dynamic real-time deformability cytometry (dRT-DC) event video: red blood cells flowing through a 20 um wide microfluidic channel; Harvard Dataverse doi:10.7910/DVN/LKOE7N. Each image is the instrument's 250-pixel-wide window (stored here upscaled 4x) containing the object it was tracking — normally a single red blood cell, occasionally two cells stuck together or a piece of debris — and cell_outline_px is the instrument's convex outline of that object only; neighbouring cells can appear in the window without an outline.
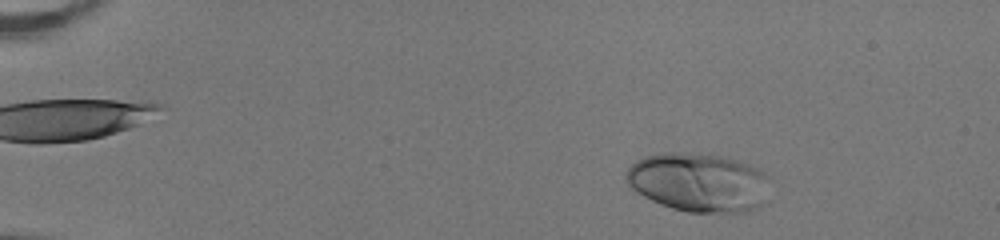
{"species": "human", "species_latin": "Homo sapiens", "temperature_condition": "room temperature", "stored_images_in_passage": 47, "camera_frame_rate_fps": 3000, "um_per_image_px": 0.085, "donor": {"sex": "female"}, "frame": {"image": 1, "passage_image": 4, "time_ms": 1.0, "image_size_px": [1000, 240], "cell_outline_px": [[772, 176], [764, 204], [756, 208], [744, 212], [688, 212], [672, 208], [660, 204], [636, 192], [628, 184], [624, 176], [624, 172], [636, 160], [644, 156], [664, 152], [676, 152], [720, 156], [740, 160], [760, 168]], "centroid_in_image_um": [59.43, 15.49], "position_along_channel_um": 25.6, "area_um2": 50.05}}
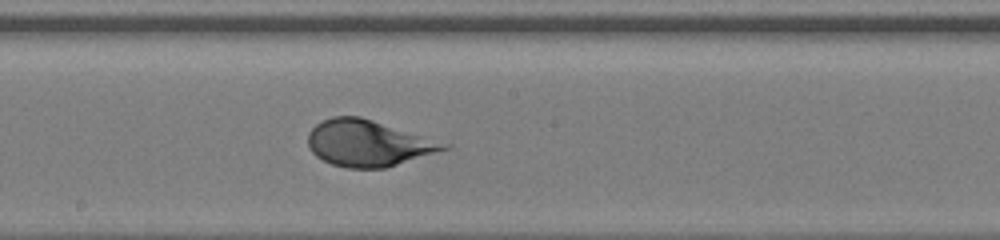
{"frame": {"image": 2, "passage_image": 26, "time_ms": 8.333, "image_size_px": [1000, 240], "cell_outline_px": [[452, 148], [384, 168], [348, 168], [332, 164], [316, 156], [308, 148], [308, 132], [316, 124], [332, 116], [360, 116], [452, 144]], "centroid_in_image_um": [31.31, 12.17], "position_along_channel_um": 216.9, "area_um2": 36.65}}
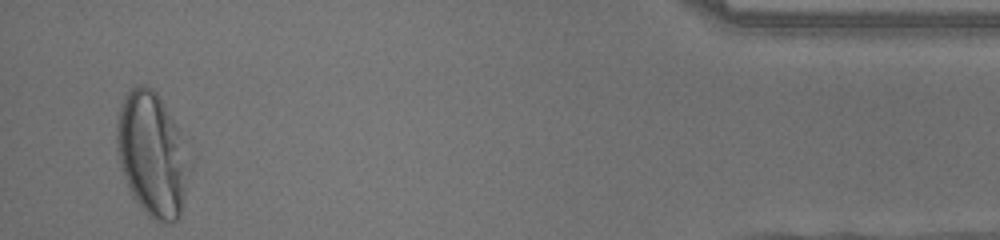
{"frame": {"image": 3, "passage_image": 46, "time_ms": 15.0, "image_size_px": [1000, 240], "cell_outline_px": [[192, 168], [180, 216], [176, 220], [160, 224], [148, 216], [140, 208], [132, 196], [128, 188], [120, 164], [116, 140], [116, 124], [124, 96], [132, 88], [140, 84], [144, 84], [152, 88], [156, 92], [176, 124]], "centroid_in_image_um": [12.94, 13.17], "position_along_channel_um": 422.3, "area_um2": 52.6}}